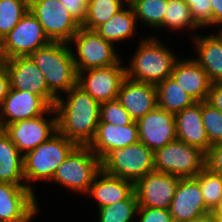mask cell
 Listing matches in <instances>:
<instances>
[{"label":"cell","instance_id":"obj_1","mask_svg":"<svg viewBox=\"0 0 222 222\" xmlns=\"http://www.w3.org/2000/svg\"><path fill=\"white\" fill-rule=\"evenodd\" d=\"M66 94V99L60 96L54 105L57 131L78 146H88L100 121V103L78 85Z\"/></svg>","mask_w":222,"mask_h":222},{"label":"cell","instance_id":"obj_2","mask_svg":"<svg viewBox=\"0 0 222 222\" xmlns=\"http://www.w3.org/2000/svg\"><path fill=\"white\" fill-rule=\"evenodd\" d=\"M29 57L40 69L49 91L57 99L59 92L67 93L77 85L78 72L68 43L50 42Z\"/></svg>","mask_w":222,"mask_h":222},{"label":"cell","instance_id":"obj_3","mask_svg":"<svg viewBox=\"0 0 222 222\" xmlns=\"http://www.w3.org/2000/svg\"><path fill=\"white\" fill-rule=\"evenodd\" d=\"M144 39H141L129 67L125 66L126 77L134 81L157 85L171 77L177 56L156 37Z\"/></svg>","mask_w":222,"mask_h":222},{"label":"cell","instance_id":"obj_4","mask_svg":"<svg viewBox=\"0 0 222 222\" xmlns=\"http://www.w3.org/2000/svg\"><path fill=\"white\" fill-rule=\"evenodd\" d=\"M77 146L57 131L47 141L26 153L23 156L24 180L28 182L26 187L35 193L29 183L40 180L51 182L58 166Z\"/></svg>","mask_w":222,"mask_h":222},{"label":"cell","instance_id":"obj_5","mask_svg":"<svg viewBox=\"0 0 222 222\" xmlns=\"http://www.w3.org/2000/svg\"><path fill=\"white\" fill-rule=\"evenodd\" d=\"M154 152L144 143L137 142L124 148L111 150L101 160L106 174L136 182L154 169Z\"/></svg>","mask_w":222,"mask_h":222},{"label":"cell","instance_id":"obj_6","mask_svg":"<svg viewBox=\"0 0 222 222\" xmlns=\"http://www.w3.org/2000/svg\"><path fill=\"white\" fill-rule=\"evenodd\" d=\"M101 171V160L88 146H77L58 166L51 181L87 194L95 176Z\"/></svg>","mask_w":222,"mask_h":222},{"label":"cell","instance_id":"obj_7","mask_svg":"<svg viewBox=\"0 0 222 222\" xmlns=\"http://www.w3.org/2000/svg\"><path fill=\"white\" fill-rule=\"evenodd\" d=\"M205 154L176 139L154 151V169L180 178H193L205 168Z\"/></svg>","mask_w":222,"mask_h":222},{"label":"cell","instance_id":"obj_8","mask_svg":"<svg viewBox=\"0 0 222 222\" xmlns=\"http://www.w3.org/2000/svg\"><path fill=\"white\" fill-rule=\"evenodd\" d=\"M71 43L76 44V54L73 49L72 56L77 72L108 67L121 62L114 44L106 41L96 30L80 27L69 42V46Z\"/></svg>","mask_w":222,"mask_h":222},{"label":"cell","instance_id":"obj_9","mask_svg":"<svg viewBox=\"0 0 222 222\" xmlns=\"http://www.w3.org/2000/svg\"><path fill=\"white\" fill-rule=\"evenodd\" d=\"M50 42L38 19L28 10L18 24L0 40V58L8 60L27 57Z\"/></svg>","mask_w":222,"mask_h":222},{"label":"cell","instance_id":"obj_10","mask_svg":"<svg viewBox=\"0 0 222 222\" xmlns=\"http://www.w3.org/2000/svg\"><path fill=\"white\" fill-rule=\"evenodd\" d=\"M29 10L38 19L51 42L68 43L81 24L56 0H29Z\"/></svg>","mask_w":222,"mask_h":222},{"label":"cell","instance_id":"obj_11","mask_svg":"<svg viewBox=\"0 0 222 222\" xmlns=\"http://www.w3.org/2000/svg\"><path fill=\"white\" fill-rule=\"evenodd\" d=\"M52 116L48 119L43 114L25 119L8 124L3 130L24 156L57 132V114L54 107Z\"/></svg>","mask_w":222,"mask_h":222},{"label":"cell","instance_id":"obj_12","mask_svg":"<svg viewBox=\"0 0 222 222\" xmlns=\"http://www.w3.org/2000/svg\"><path fill=\"white\" fill-rule=\"evenodd\" d=\"M120 63L78 72L77 85L100 104L117 99L126 77L125 67Z\"/></svg>","mask_w":222,"mask_h":222},{"label":"cell","instance_id":"obj_13","mask_svg":"<svg viewBox=\"0 0 222 222\" xmlns=\"http://www.w3.org/2000/svg\"><path fill=\"white\" fill-rule=\"evenodd\" d=\"M10 79V88L29 91L41 96L51 107L57 98L49 91L46 80L40 69L29 56L1 60Z\"/></svg>","mask_w":222,"mask_h":222},{"label":"cell","instance_id":"obj_14","mask_svg":"<svg viewBox=\"0 0 222 222\" xmlns=\"http://www.w3.org/2000/svg\"><path fill=\"white\" fill-rule=\"evenodd\" d=\"M180 177L153 171L134 183L138 206L169 209Z\"/></svg>","mask_w":222,"mask_h":222},{"label":"cell","instance_id":"obj_15","mask_svg":"<svg viewBox=\"0 0 222 222\" xmlns=\"http://www.w3.org/2000/svg\"><path fill=\"white\" fill-rule=\"evenodd\" d=\"M43 114H53L51 107L41 96L29 91L10 88L0 105V129L6 125Z\"/></svg>","mask_w":222,"mask_h":222},{"label":"cell","instance_id":"obj_16","mask_svg":"<svg viewBox=\"0 0 222 222\" xmlns=\"http://www.w3.org/2000/svg\"><path fill=\"white\" fill-rule=\"evenodd\" d=\"M136 122L139 141L153 152L177 139L174 114L158 106Z\"/></svg>","mask_w":222,"mask_h":222},{"label":"cell","instance_id":"obj_17","mask_svg":"<svg viewBox=\"0 0 222 222\" xmlns=\"http://www.w3.org/2000/svg\"><path fill=\"white\" fill-rule=\"evenodd\" d=\"M169 210L174 222L209 217L211 210L205 205L196 177L180 178Z\"/></svg>","mask_w":222,"mask_h":222},{"label":"cell","instance_id":"obj_18","mask_svg":"<svg viewBox=\"0 0 222 222\" xmlns=\"http://www.w3.org/2000/svg\"><path fill=\"white\" fill-rule=\"evenodd\" d=\"M117 100L134 121H137L158 106L156 85L125 77Z\"/></svg>","mask_w":222,"mask_h":222},{"label":"cell","instance_id":"obj_19","mask_svg":"<svg viewBox=\"0 0 222 222\" xmlns=\"http://www.w3.org/2000/svg\"><path fill=\"white\" fill-rule=\"evenodd\" d=\"M137 142H139V133L136 121L122 127L99 121L94 139L88 147L102 160L111 150Z\"/></svg>","mask_w":222,"mask_h":222},{"label":"cell","instance_id":"obj_20","mask_svg":"<svg viewBox=\"0 0 222 222\" xmlns=\"http://www.w3.org/2000/svg\"><path fill=\"white\" fill-rule=\"evenodd\" d=\"M36 199L26 186L0 182V222L22 219L37 205Z\"/></svg>","mask_w":222,"mask_h":222},{"label":"cell","instance_id":"obj_21","mask_svg":"<svg viewBox=\"0 0 222 222\" xmlns=\"http://www.w3.org/2000/svg\"><path fill=\"white\" fill-rule=\"evenodd\" d=\"M176 138L184 143L195 146L205 153L212 146L202 121V102L174 114Z\"/></svg>","mask_w":222,"mask_h":222},{"label":"cell","instance_id":"obj_22","mask_svg":"<svg viewBox=\"0 0 222 222\" xmlns=\"http://www.w3.org/2000/svg\"><path fill=\"white\" fill-rule=\"evenodd\" d=\"M171 78L196 102L206 101L212 82L195 59L177 60Z\"/></svg>","mask_w":222,"mask_h":222},{"label":"cell","instance_id":"obj_23","mask_svg":"<svg viewBox=\"0 0 222 222\" xmlns=\"http://www.w3.org/2000/svg\"><path fill=\"white\" fill-rule=\"evenodd\" d=\"M133 193L134 182L108 175L101 170L95 176L87 195L90 194L97 201L99 209L128 199Z\"/></svg>","mask_w":222,"mask_h":222},{"label":"cell","instance_id":"obj_24","mask_svg":"<svg viewBox=\"0 0 222 222\" xmlns=\"http://www.w3.org/2000/svg\"><path fill=\"white\" fill-rule=\"evenodd\" d=\"M192 39L199 57L195 61L212 83H222V29L218 34L194 35Z\"/></svg>","mask_w":222,"mask_h":222},{"label":"cell","instance_id":"obj_25","mask_svg":"<svg viewBox=\"0 0 222 222\" xmlns=\"http://www.w3.org/2000/svg\"><path fill=\"white\" fill-rule=\"evenodd\" d=\"M24 181L23 155L0 129V182L26 186Z\"/></svg>","mask_w":222,"mask_h":222},{"label":"cell","instance_id":"obj_26","mask_svg":"<svg viewBox=\"0 0 222 222\" xmlns=\"http://www.w3.org/2000/svg\"><path fill=\"white\" fill-rule=\"evenodd\" d=\"M137 19L133 12V9L123 8L108 21L100 25L96 32L102 36L106 41L118 42L127 39L136 31Z\"/></svg>","mask_w":222,"mask_h":222},{"label":"cell","instance_id":"obj_27","mask_svg":"<svg viewBox=\"0 0 222 222\" xmlns=\"http://www.w3.org/2000/svg\"><path fill=\"white\" fill-rule=\"evenodd\" d=\"M156 89L158 107L167 112L176 114L196 103L171 77L158 83Z\"/></svg>","mask_w":222,"mask_h":222},{"label":"cell","instance_id":"obj_28","mask_svg":"<svg viewBox=\"0 0 222 222\" xmlns=\"http://www.w3.org/2000/svg\"><path fill=\"white\" fill-rule=\"evenodd\" d=\"M124 7L123 0H88L86 17L81 27L96 30Z\"/></svg>","mask_w":222,"mask_h":222},{"label":"cell","instance_id":"obj_29","mask_svg":"<svg viewBox=\"0 0 222 222\" xmlns=\"http://www.w3.org/2000/svg\"><path fill=\"white\" fill-rule=\"evenodd\" d=\"M171 30H199L195 24L189 6L183 0H168V7L164 14L163 24L160 28Z\"/></svg>","mask_w":222,"mask_h":222},{"label":"cell","instance_id":"obj_30","mask_svg":"<svg viewBox=\"0 0 222 222\" xmlns=\"http://www.w3.org/2000/svg\"><path fill=\"white\" fill-rule=\"evenodd\" d=\"M167 7L168 0H139L131 6L137 21L140 19L143 24L158 30L163 24Z\"/></svg>","mask_w":222,"mask_h":222},{"label":"cell","instance_id":"obj_31","mask_svg":"<svg viewBox=\"0 0 222 222\" xmlns=\"http://www.w3.org/2000/svg\"><path fill=\"white\" fill-rule=\"evenodd\" d=\"M138 202L135 192L128 198L99 208V222H132L136 217Z\"/></svg>","mask_w":222,"mask_h":222},{"label":"cell","instance_id":"obj_32","mask_svg":"<svg viewBox=\"0 0 222 222\" xmlns=\"http://www.w3.org/2000/svg\"><path fill=\"white\" fill-rule=\"evenodd\" d=\"M29 10V0H0V40Z\"/></svg>","mask_w":222,"mask_h":222},{"label":"cell","instance_id":"obj_33","mask_svg":"<svg viewBox=\"0 0 222 222\" xmlns=\"http://www.w3.org/2000/svg\"><path fill=\"white\" fill-rule=\"evenodd\" d=\"M196 178L199 180L205 205L212 211L222 197V176L205 167Z\"/></svg>","mask_w":222,"mask_h":222},{"label":"cell","instance_id":"obj_34","mask_svg":"<svg viewBox=\"0 0 222 222\" xmlns=\"http://www.w3.org/2000/svg\"><path fill=\"white\" fill-rule=\"evenodd\" d=\"M202 121L210 144L222 142V112L202 101Z\"/></svg>","mask_w":222,"mask_h":222},{"label":"cell","instance_id":"obj_35","mask_svg":"<svg viewBox=\"0 0 222 222\" xmlns=\"http://www.w3.org/2000/svg\"><path fill=\"white\" fill-rule=\"evenodd\" d=\"M100 121L122 127L132 124L134 119L123 108L120 102L115 99L100 104Z\"/></svg>","mask_w":222,"mask_h":222},{"label":"cell","instance_id":"obj_36","mask_svg":"<svg viewBox=\"0 0 222 222\" xmlns=\"http://www.w3.org/2000/svg\"><path fill=\"white\" fill-rule=\"evenodd\" d=\"M190 8L195 24L201 29L212 25L210 0H183Z\"/></svg>","mask_w":222,"mask_h":222},{"label":"cell","instance_id":"obj_37","mask_svg":"<svg viewBox=\"0 0 222 222\" xmlns=\"http://www.w3.org/2000/svg\"><path fill=\"white\" fill-rule=\"evenodd\" d=\"M138 222H174L169 209L138 206Z\"/></svg>","mask_w":222,"mask_h":222},{"label":"cell","instance_id":"obj_38","mask_svg":"<svg viewBox=\"0 0 222 222\" xmlns=\"http://www.w3.org/2000/svg\"><path fill=\"white\" fill-rule=\"evenodd\" d=\"M205 167L222 176V142L213 144L205 154Z\"/></svg>","mask_w":222,"mask_h":222},{"label":"cell","instance_id":"obj_39","mask_svg":"<svg viewBox=\"0 0 222 222\" xmlns=\"http://www.w3.org/2000/svg\"><path fill=\"white\" fill-rule=\"evenodd\" d=\"M64 5L69 13L82 24L86 17L88 0H56Z\"/></svg>","mask_w":222,"mask_h":222},{"label":"cell","instance_id":"obj_40","mask_svg":"<svg viewBox=\"0 0 222 222\" xmlns=\"http://www.w3.org/2000/svg\"><path fill=\"white\" fill-rule=\"evenodd\" d=\"M206 102L222 112V83H212Z\"/></svg>","mask_w":222,"mask_h":222},{"label":"cell","instance_id":"obj_41","mask_svg":"<svg viewBox=\"0 0 222 222\" xmlns=\"http://www.w3.org/2000/svg\"><path fill=\"white\" fill-rule=\"evenodd\" d=\"M10 90V79L5 65L0 63V105L3 103Z\"/></svg>","mask_w":222,"mask_h":222},{"label":"cell","instance_id":"obj_42","mask_svg":"<svg viewBox=\"0 0 222 222\" xmlns=\"http://www.w3.org/2000/svg\"><path fill=\"white\" fill-rule=\"evenodd\" d=\"M212 6V25L222 24V0H210Z\"/></svg>","mask_w":222,"mask_h":222},{"label":"cell","instance_id":"obj_43","mask_svg":"<svg viewBox=\"0 0 222 222\" xmlns=\"http://www.w3.org/2000/svg\"><path fill=\"white\" fill-rule=\"evenodd\" d=\"M38 209L39 205L37 204L26 216L14 222H31V219H33V217L37 215V212L39 211Z\"/></svg>","mask_w":222,"mask_h":222},{"label":"cell","instance_id":"obj_44","mask_svg":"<svg viewBox=\"0 0 222 222\" xmlns=\"http://www.w3.org/2000/svg\"><path fill=\"white\" fill-rule=\"evenodd\" d=\"M210 214H222V197L220 198L216 207L211 211Z\"/></svg>","mask_w":222,"mask_h":222},{"label":"cell","instance_id":"obj_45","mask_svg":"<svg viewBox=\"0 0 222 222\" xmlns=\"http://www.w3.org/2000/svg\"><path fill=\"white\" fill-rule=\"evenodd\" d=\"M182 222H210L209 217H196Z\"/></svg>","mask_w":222,"mask_h":222},{"label":"cell","instance_id":"obj_46","mask_svg":"<svg viewBox=\"0 0 222 222\" xmlns=\"http://www.w3.org/2000/svg\"><path fill=\"white\" fill-rule=\"evenodd\" d=\"M210 222H222V214H210Z\"/></svg>","mask_w":222,"mask_h":222},{"label":"cell","instance_id":"obj_47","mask_svg":"<svg viewBox=\"0 0 222 222\" xmlns=\"http://www.w3.org/2000/svg\"><path fill=\"white\" fill-rule=\"evenodd\" d=\"M125 1V4H127L126 6L128 7H131V0H123V3Z\"/></svg>","mask_w":222,"mask_h":222},{"label":"cell","instance_id":"obj_48","mask_svg":"<svg viewBox=\"0 0 222 222\" xmlns=\"http://www.w3.org/2000/svg\"><path fill=\"white\" fill-rule=\"evenodd\" d=\"M137 1H139V0H131V6H132L133 4H135Z\"/></svg>","mask_w":222,"mask_h":222}]
</instances>
